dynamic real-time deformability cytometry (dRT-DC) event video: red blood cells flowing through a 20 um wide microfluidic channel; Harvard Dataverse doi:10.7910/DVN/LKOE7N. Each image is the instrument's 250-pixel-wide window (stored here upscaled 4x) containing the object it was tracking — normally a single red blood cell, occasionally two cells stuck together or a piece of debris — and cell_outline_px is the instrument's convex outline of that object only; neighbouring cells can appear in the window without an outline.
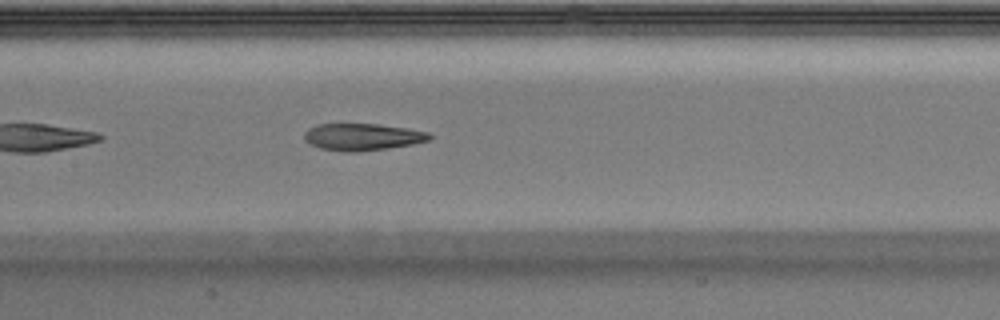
{"species": "Egyptian fruit bat (a non-hibernating species)", "species_latin": "Rousettus aegyptiacus", "temperature_condition": "warm", "stored_images_in_passage": 32, "camera_frame_rate_fps": 3000, "um_per_image_px": 0.085, "animal": {"sex": "male"}, "frame": {"image": 1, "passage_image": 14, "time_ms": 4.333, "image_size_px": [1000, 320], "cell_outline_px": [[432, 140], [412, 144], [388, 148], [356, 152], [344, 152], [320, 148], [308, 144], [304, 140], [304, 132], [308, 128], [316, 124], [380, 124], [408, 128], [428, 132], [432, 136]], "centroid_in_image_um": [30.79, 11.64], "position_along_channel_um": 176.6, "area_um2": 19.94}}